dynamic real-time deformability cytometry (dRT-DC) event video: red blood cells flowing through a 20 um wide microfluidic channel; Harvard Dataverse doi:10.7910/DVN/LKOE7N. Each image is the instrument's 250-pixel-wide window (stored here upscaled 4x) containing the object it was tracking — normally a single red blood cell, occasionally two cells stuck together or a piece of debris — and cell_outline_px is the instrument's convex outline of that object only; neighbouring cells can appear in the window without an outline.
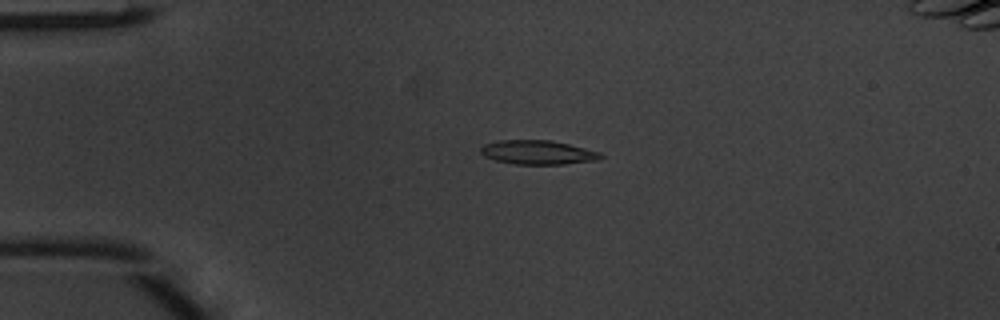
{"species": "common noctule bat (a hibernating species)", "species_latin": "Nyctalus noctula", "temperature_condition": "warm", "stored_images_in_passage": 43, "camera_frame_rate_fps": 3000, "um_per_image_px": 0.085, "animal": {"sex": "male", "body_mass_g": 20.1, "forearm_length_mm": 53.5}, "frame": {"image": 1, "passage_image": 6, "time_ms": 1.667, "image_size_px": [1000, 320], "cell_outline_px": [[604, 156], [596, 160], [564, 164], [516, 164], [496, 160], [484, 156], [480, 152], [480, 148], [484, 144], [500, 140], [552, 140], [600, 152]], "centroid_in_image_um": [45.7, 12.95], "position_along_channel_um": 39.3, "area_um2": 16.7}}
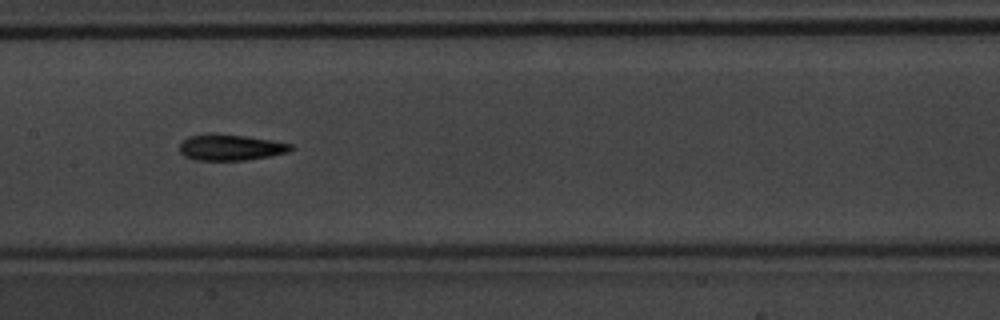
{"frame": {"image": 2, "passage_image": 19, "time_ms": 6.0, "image_size_px": [1000, 320], "cell_outline_px": [[292, 148], [288, 152], [268, 156], [244, 160], [196, 160], [184, 156], [180, 152], [180, 144], [188, 136], [244, 136], [272, 140], [292, 144]], "centroid_in_image_um": [19.62, 12.57], "position_along_channel_um": 187.8, "area_um2": 16.07}}
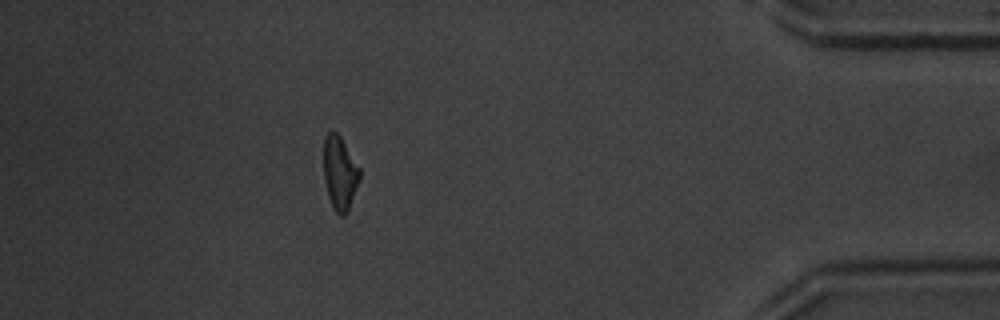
{"frame": {"image": 3, "passage_image": 38, "time_ms": 12.333, "image_size_px": [1000, 320], "cell_outline_px": [[360, 180], [348, 212], [344, 216], [340, 216], [332, 208], [328, 196], [324, 180], [324, 136], [332, 128], [340, 136], [360, 168]], "centroid_in_image_um": [28.88, 14.72], "position_along_channel_um": 406.3, "area_um2": 15.72}, "authors_computed_cell_mechanics": {"area_um2": 16.1262, "velocity_mm_per_s": 4.1689, "shape_relaxation_time_tau1_ms": 3.8466, "shape_relaxation_time_tau2_ms": 5.272, "deformation_change_tau1": 0.1762, "deformation_change_tau2": 0.1661}}